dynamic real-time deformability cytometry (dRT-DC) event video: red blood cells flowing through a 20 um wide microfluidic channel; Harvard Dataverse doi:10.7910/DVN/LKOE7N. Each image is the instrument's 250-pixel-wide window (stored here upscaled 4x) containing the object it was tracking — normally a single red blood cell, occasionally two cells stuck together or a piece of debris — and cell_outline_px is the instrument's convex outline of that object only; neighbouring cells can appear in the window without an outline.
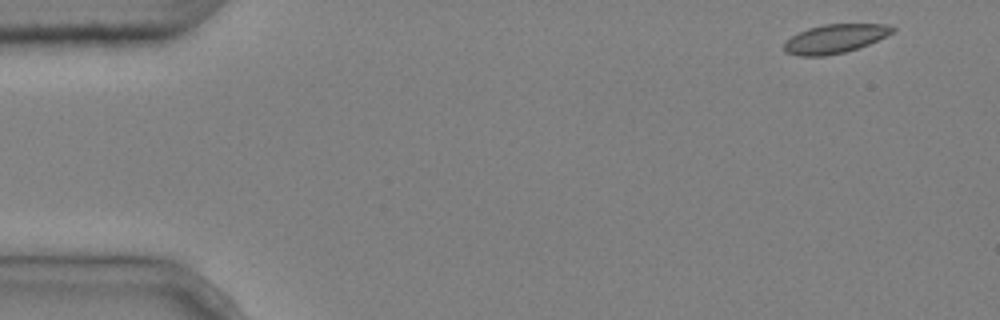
{"species": "common noctule bat (a hibernating species)", "species_latin": "Nyctalus noctula", "temperature_condition": "cold", "stored_images_in_passage": 8, "camera_frame_rate_fps": 3000, "um_per_image_px": 0.085, "animal": {"sex": "male", "body_mass_g": 20.4}, "frame": {"image": 1, "passage_image": 1, "time_ms": 0.0, "image_size_px": [1000, 320], "cell_outline_px": [[896, 32], [868, 44], [844, 52], [824, 56], [800, 56], [784, 52], [784, 44], [792, 36], [808, 28], [824, 24], [884, 24], [896, 28]], "centroid_in_image_um": [70.99, 3.29], "position_along_channel_um": 14.0, "area_um2": 18.09}}
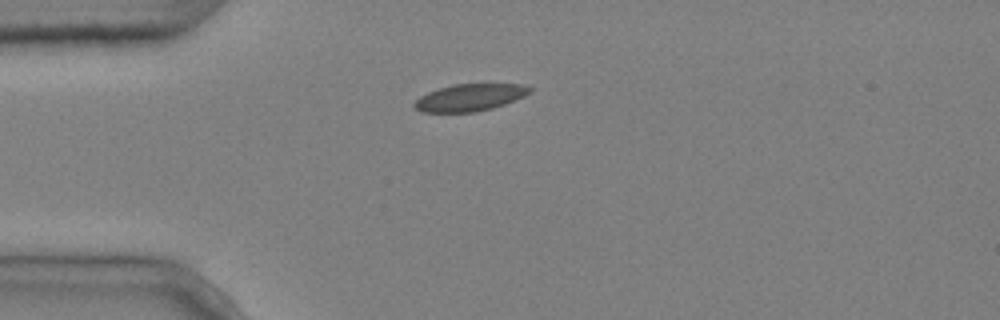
{"frame": {"image": 2, "passage_image": 3, "time_ms": 0.667, "image_size_px": [1000, 320], "cell_outline_px": [[532, 92], [524, 96], [504, 104], [492, 108], [476, 112], [420, 112], [412, 104], [420, 96], [428, 92], [452, 84], [524, 84], [532, 88]], "centroid_in_image_um": [39.94, 8.28], "position_along_channel_um": 45.1, "area_um2": 18.21}}
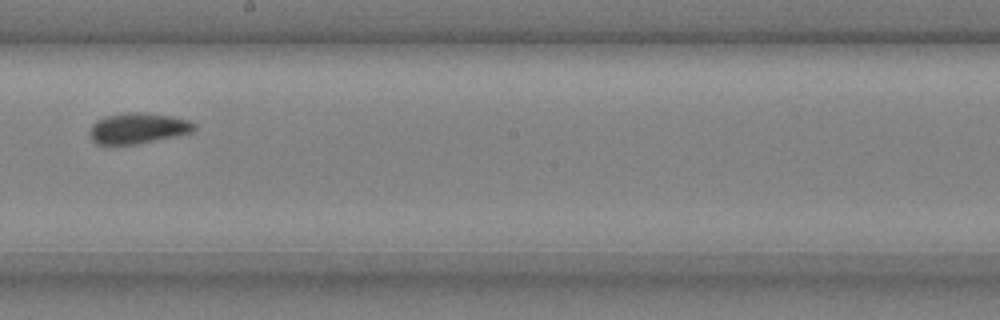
{"frame": {"image": 3, "passage_image": 8, "time_ms": 2.333, "image_size_px": [1000, 320], "cell_outline_px": [[196, 128], [192, 132], [136, 144], [96, 144], [92, 140], [88, 132], [92, 124], [96, 120], [104, 116], [132, 112], [144, 112], [172, 116], [188, 120], [196, 124]], "centroid_in_image_um": [11.7, 10.89], "position_along_channel_um": 236.5, "area_um2": 18.67}}